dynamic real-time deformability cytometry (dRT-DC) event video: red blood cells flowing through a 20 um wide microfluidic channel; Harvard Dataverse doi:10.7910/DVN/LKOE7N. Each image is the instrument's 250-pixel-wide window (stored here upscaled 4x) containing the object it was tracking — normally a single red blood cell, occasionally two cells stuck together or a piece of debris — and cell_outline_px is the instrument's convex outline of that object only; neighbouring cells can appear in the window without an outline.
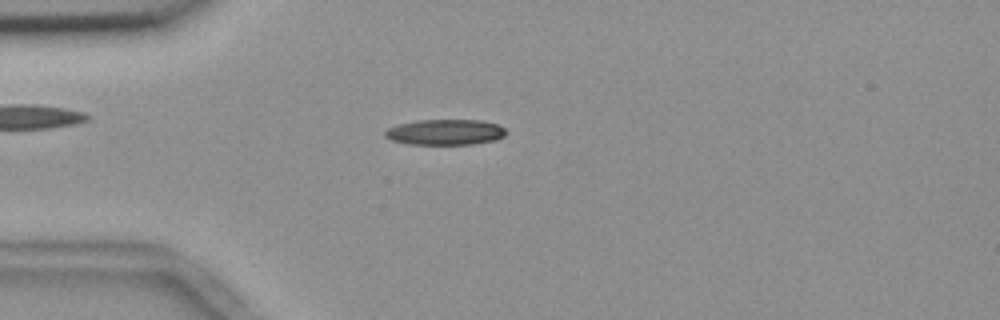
{"species": "common noctule bat (a hibernating species)", "species_latin": "Nyctalus noctula", "temperature_condition": "room temperature", "stored_images_in_passage": 55, "camera_frame_rate_fps": 3000, "um_per_image_px": 0.085, "animal": {"sex": "female", "body_mass_g": 18.4}, "frame": {"image": 1, "passage_image": 15, "time_ms": 4.667, "image_size_px": [1000, 320], "cell_outline_px": [[508, 132], [504, 136], [496, 140], [472, 144], [408, 144], [392, 140], [384, 136], [384, 132], [388, 128], [396, 124], [416, 120], [480, 120], [496, 124], [504, 128]], "centroid_in_image_um": [37.83, 11.23], "position_along_channel_um": 47.2, "area_um2": 18.15}}
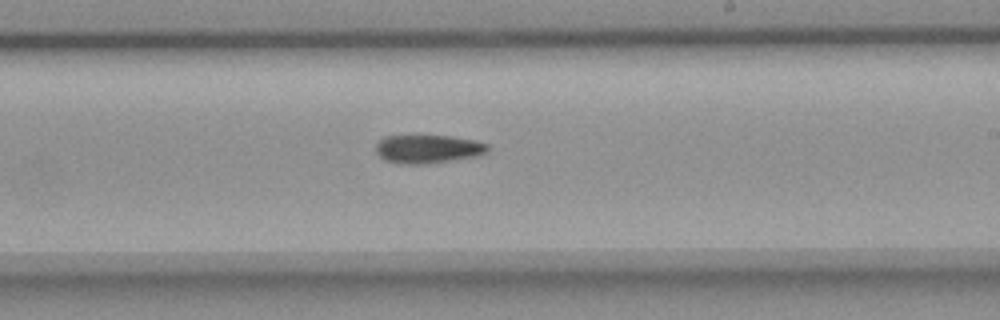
{"frame": {"image": 2, "passage_image": 33, "time_ms": 10.667, "image_size_px": [1000, 320], "cell_outline_px": [[488, 152], [476, 156], [428, 164], [404, 164], [384, 160], [376, 152], [376, 144], [384, 136], [452, 136], [476, 140], [488, 144]], "centroid_in_image_um": [36.39, 12.66], "position_along_channel_um": 252.6, "area_um2": 18.55}}
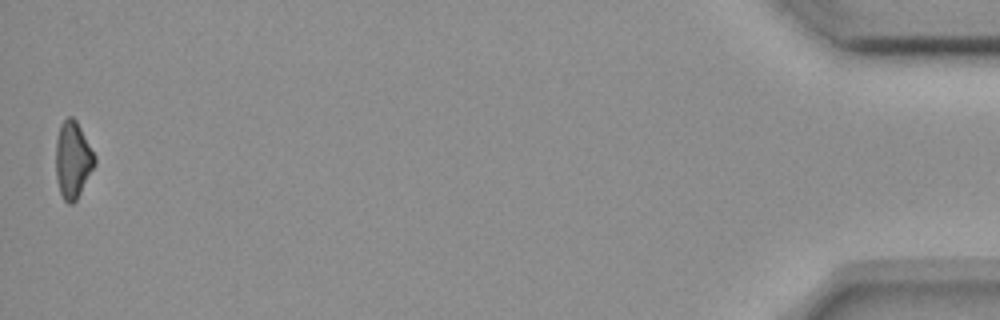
{"frame": {"image": 3, "passage_image": 55, "time_ms": 18.0, "image_size_px": [1000, 320], "cell_outline_px": [[96, 164], [76, 200], [72, 204], [68, 204], [64, 200], [60, 192], [56, 176], [56, 140], [60, 124], [68, 116], [72, 116], [76, 120], [96, 156]], "centroid_in_image_um": [6.19, 13.58], "position_along_channel_um": 429.0, "area_um2": 17.4}, "authors_computed_cell_mechanics": {"area_um2": 18.207, "velocity_mm_per_s": 3.6902, "shape_relaxation_time_tau1_ms": 7.3027, "shape_relaxation_time_tau2_ms": null, "deformation_change_tau1": 0.1681, "deformation_change_tau2": null}}